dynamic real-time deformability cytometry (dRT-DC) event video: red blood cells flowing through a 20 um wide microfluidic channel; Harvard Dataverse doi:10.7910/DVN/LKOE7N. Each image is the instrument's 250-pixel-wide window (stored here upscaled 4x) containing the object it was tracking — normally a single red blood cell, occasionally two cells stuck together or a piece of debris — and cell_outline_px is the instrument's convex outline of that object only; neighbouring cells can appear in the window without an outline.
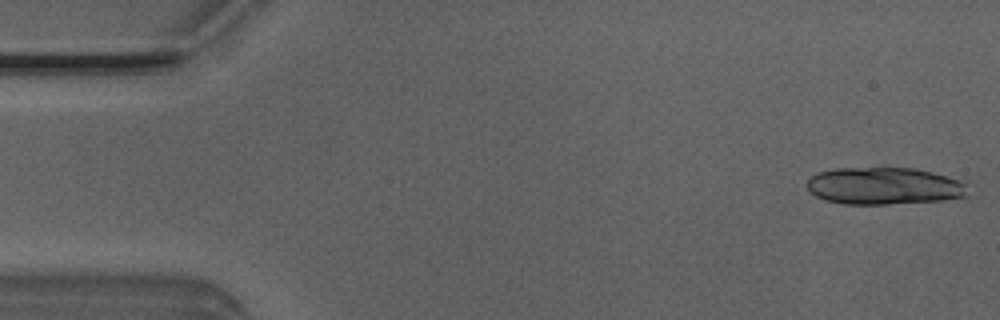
{"species": "Egyptian fruit bat (a non-hibernating species)", "species_latin": "Rousettus aegyptiacus", "temperature_condition": "room temperature", "stored_images_in_passage": 17, "camera_frame_rate_fps": 3000, "um_per_image_px": 0.085, "animal": {"sex": "male"}, "frame": {"image": 1, "passage_image": 1, "time_ms": 0.0, "image_size_px": [1000, 320], "cell_outline_px": [[968, 196], [940, 200], [888, 204], [844, 204], [824, 200], [816, 196], [808, 188], [808, 180], [816, 172], [836, 168], [912, 168], [932, 172], [960, 180], [964, 184]], "centroid_in_image_um": [75.12, 15.81], "position_along_channel_um": 9.9, "area_um2": 34.62}}